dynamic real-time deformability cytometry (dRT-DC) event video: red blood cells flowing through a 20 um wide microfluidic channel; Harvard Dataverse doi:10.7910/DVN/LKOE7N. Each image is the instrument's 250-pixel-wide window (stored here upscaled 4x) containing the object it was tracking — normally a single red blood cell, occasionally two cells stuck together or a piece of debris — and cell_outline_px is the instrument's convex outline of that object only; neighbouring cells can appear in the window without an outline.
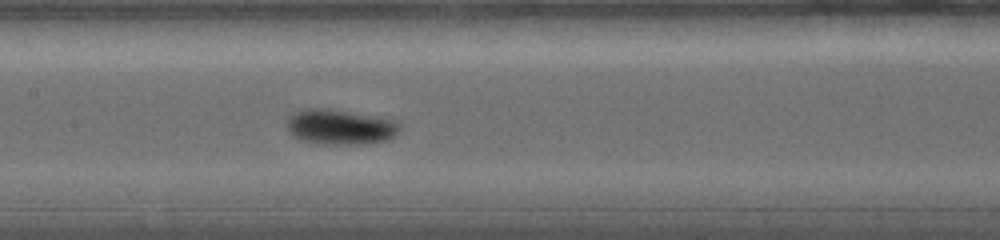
{"species": "common noctule bat (a hibernating species)", "species_latin": "Nyctalus noctula", "temperature_condition": "warm", "stored_images_in_passage": 8, "camera_frame_rate_fps": 5000, "um_per_image_px": 0.085, "animal": {"sex": "female", "body_mass_g": 19.0, "forearm_length_mm": 56.7}, "frame": {"image": 1, "passage_image": 7, "time_ms": 5.8, "image_size_px": [1000, 240], "cell_outline_px": [[400, 132], [388, 140], [356, 144], [316, 144], [300, 140], [292, 136], [288, 132], [284, 124], [288, 116], [292, 112], [304, 108], [328, 108], [400, 120]], "centroid_in_image_um": [28.87, 10.78], "position_along_channel_um": 178.5, "area_um2": 23.87}}
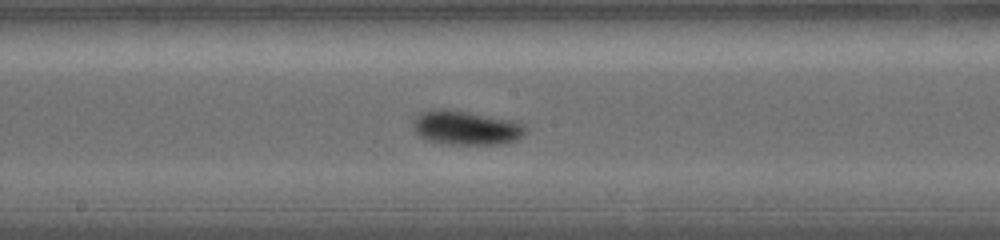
{"frame": {"image": 2, "passage_image": 8, "time_ms": 6.6, "image_size_px": [1000, 240], "cell_outline_px": [[524, 132], [516, 140], [504, 144], [444, 144], [428, 140], [420, 136], [416, 132], [412, 124], [412, 120], [420, 112], [432, 108], [452, 108], [516, 120], [524, 124]], "centroid_in_image_um": [39.58, 10.82], "position_along_channel_um": 208.6, "area_um2": 22.95}}